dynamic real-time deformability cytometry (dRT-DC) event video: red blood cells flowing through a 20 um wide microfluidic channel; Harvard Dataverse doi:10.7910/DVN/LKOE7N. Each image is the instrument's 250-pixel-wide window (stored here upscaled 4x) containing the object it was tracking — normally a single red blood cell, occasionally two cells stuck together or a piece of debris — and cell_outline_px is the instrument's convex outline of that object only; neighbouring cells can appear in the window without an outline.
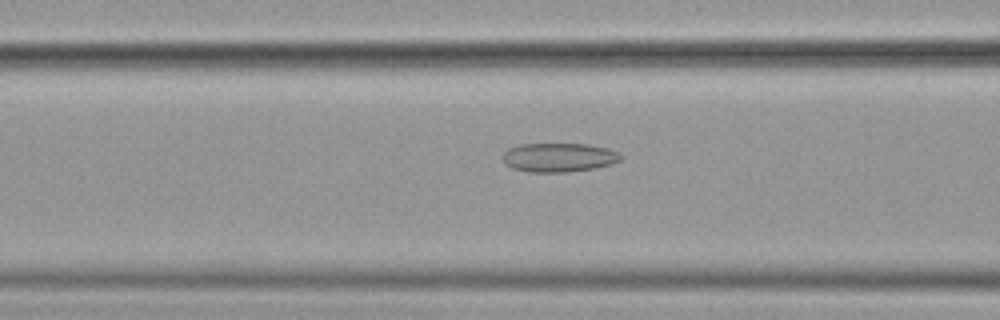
{"species": "common noctule bat (a hibernating species)", "species_latin": "Nyctalus noctula", "temperature_condition": "cold", "stored_images_in_passage": 56, "camera_frame_rate_fps": 3000, "um_per_image_px": 0.085, "animal": {"sex": "female", "body_mass_g": 19.9}, "frame": {"image": 1, "passage_image": 23, "time_ms": 7.333, "image_size_px": [1000, 320], "cell_outline_px": [[624, 156], [620, 160], [612, 164], [592, 168], [564, 172], [528, 172], [512, 168], [504, 164], [504, 152], [508, 148], [520, 144], [588, 144], [608, 148], [620, 152]], "centroid_in_image_um": [47.52, 13.37], "position_along_channel_um": 119.1, "area_um2": 20.0}}
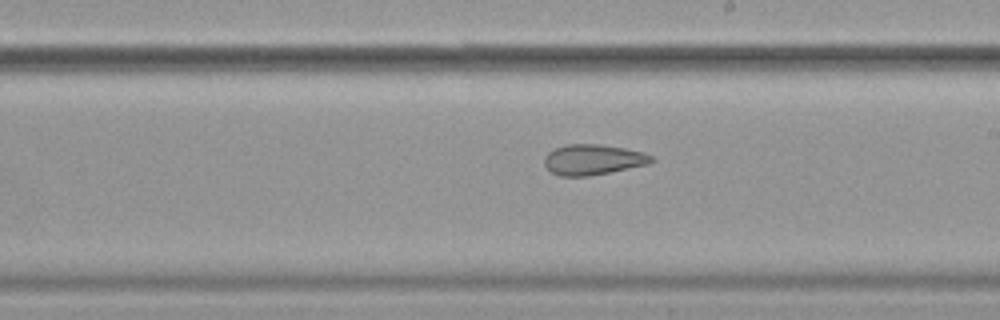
{"frame": {"image": 2, "passage_image": 33, "time_ms": 10.667, "image_size_px": [1000, 320], "cell_outline_px": [[656, 160], [648, 164], [588, 176], [560, 176], [552, 172], [544, 164], [544, 156], [548, 152], [564, 144], [596, 144], [624, 148], [644, 152], [652, 156]], "centroid_in_image_um": [50.4, 13.56], "position_along_channel_um": 238.6, "area_um2": 18.9}}
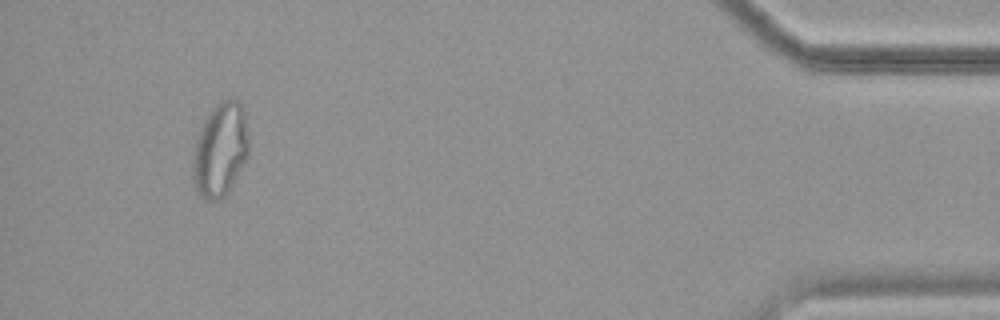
{"frame": {"image": 3, "passage_image": 53, "time_ms": 17.333, "image_size_px": [1000, 320], "cell_outline_px": [[248, 156], [228, 192], [220, 200], [208, 200], [196, 188], [192, 164], [192, 156], [196, 140], [200, 128], [204, 120], [212, 108], [220, 100], [232, 96], [240, 100], [244, 108], [248, 136]], "centroid_in_image_um": [18.75, 12.65], "position_along_channel_um": 416.5, "area_um2": 30.69}, "authors_computed_cell_mechanics": {"area_um2": 24.9407, "velocity_mm_per_s": 3.5981, "shape_relaxation_time_tau1_ms": null, "shape_relaxation_time_tau2_ms": 2.8514, "deformation_change_tau1": null, "deformation_change_tau2": 0.1014}}